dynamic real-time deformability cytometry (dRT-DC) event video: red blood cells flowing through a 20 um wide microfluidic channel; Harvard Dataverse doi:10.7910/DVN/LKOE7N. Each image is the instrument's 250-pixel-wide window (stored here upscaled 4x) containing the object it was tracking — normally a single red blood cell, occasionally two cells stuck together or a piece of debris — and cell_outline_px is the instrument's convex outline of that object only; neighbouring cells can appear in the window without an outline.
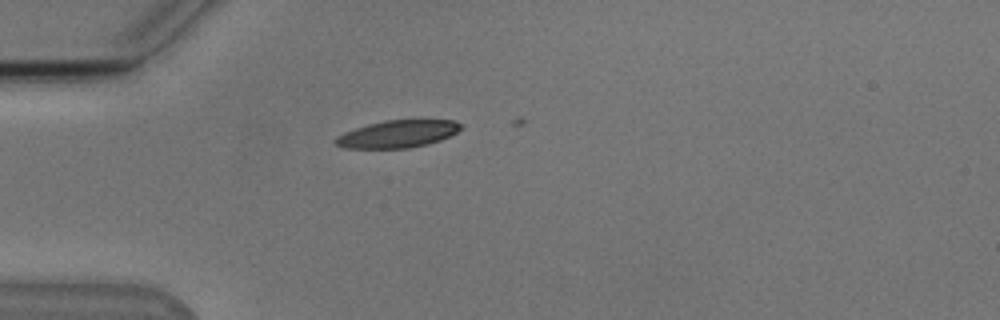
{"species": "Egyptian fruit bat (a non-hibernating species)", "species_latin": "Rousettus aegyptiacus", "temperature_condition": "cold", "stored_images_in_passage": 7, "camera_frame_rate_fps": 3000, "um_per_image_px": 0.085, "animal": {"sex": "male"}, "frame": {"image": 1, "passage_image": 1, "time_ms": 0.0, "image_size_px": [1000, 320], "cell_outline_px": [[460, 128], [456, 132], [440, 140], [408, 148], [344, 148], [336, 144], [332, 140], [336, 136], [344, 132], [368, 124], [384, 120], [452, 120], [460, 124]], "centroid_in_image_um": [33.73, 11.38], "position_along_channel_um": 51.3, "area_um2": 19.71}}